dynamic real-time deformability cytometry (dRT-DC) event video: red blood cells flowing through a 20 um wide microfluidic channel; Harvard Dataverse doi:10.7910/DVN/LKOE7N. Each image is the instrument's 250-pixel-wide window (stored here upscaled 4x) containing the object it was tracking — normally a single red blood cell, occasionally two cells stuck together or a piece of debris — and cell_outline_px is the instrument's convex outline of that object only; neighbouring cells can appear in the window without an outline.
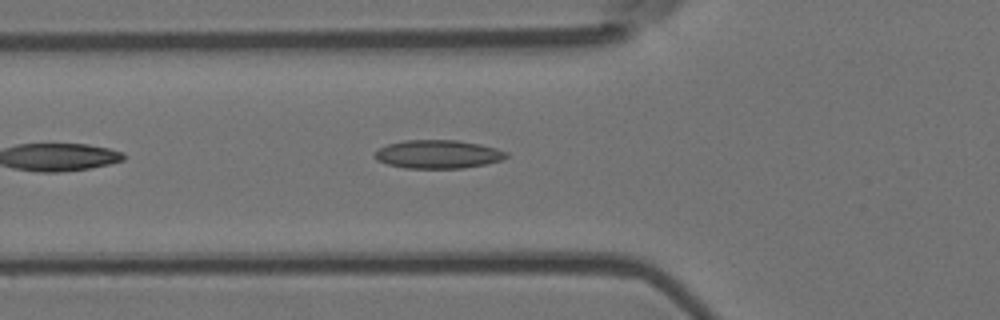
{"species": "Egyptian fruit bat (a non-hibernating species)", "species_latin": "Rousettus aegyptiacus", "temperature_condition": "room temperature", "stored_images_in_passage": 6, "camera_frame_rate_fps": 3000, "um_per_image_px": 0.085, "animal": {"sex": "female"}, "frame": {"image": 1, "passage_image": 6, "time_ms": 1.667, "image_size_px": [1000, 320], "cell_outline_px": [[508, 156], [500, 160], [484, 164], [464, 168], [404, 168], [388, 164], [376, 160], [372, 156], [372, 152], [388, 144], [404, 140], [456, 140], [480, 144], [496, 148], [508, 152]], "centroid_in_image_um": [37.18, 13.11], "position_along_channel_um": 88.6, "area_um2": 21.85}}